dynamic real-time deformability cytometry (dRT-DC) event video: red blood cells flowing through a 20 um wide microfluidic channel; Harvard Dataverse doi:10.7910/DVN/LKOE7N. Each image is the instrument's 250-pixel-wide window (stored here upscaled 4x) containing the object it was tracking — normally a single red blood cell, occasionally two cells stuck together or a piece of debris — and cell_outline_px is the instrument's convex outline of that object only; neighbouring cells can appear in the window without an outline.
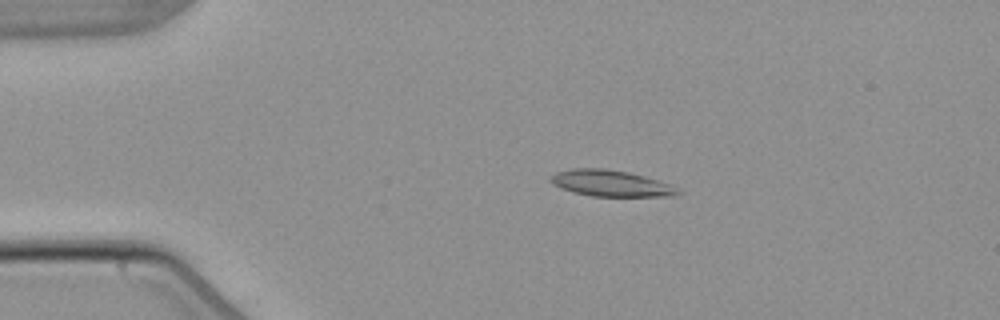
{"species": "common noctule bat (a hibernating species)", "species_latin": "Nyctalus noctula", "temperature_condition": "warm", "stored_images_in_passage": 4, "camera_frame_rate_fps": 3000, "um_per_image_px": 0.085, "animal": {"sex": "male", "body_mass_g": 21.5, "forearm_length_mm": 52.0}, "frame": {"image": 1, "passage_image": 3, "time_ms": 2.333, "image_size_px": [1000, 320], "cell_outline_px": [[684, 192], [676, 196], [592, 196], [572, 192], [560, 188], [552, 184], [548, 180], [548, 176], [556, 172], [572, 168], [608, 168], [628, 172], [644, 176], [680, 188]], "centroid_in_image_um": [51.89, 15.58], "position_along_channel_um": 33.1, "area_um2": 19.77}}